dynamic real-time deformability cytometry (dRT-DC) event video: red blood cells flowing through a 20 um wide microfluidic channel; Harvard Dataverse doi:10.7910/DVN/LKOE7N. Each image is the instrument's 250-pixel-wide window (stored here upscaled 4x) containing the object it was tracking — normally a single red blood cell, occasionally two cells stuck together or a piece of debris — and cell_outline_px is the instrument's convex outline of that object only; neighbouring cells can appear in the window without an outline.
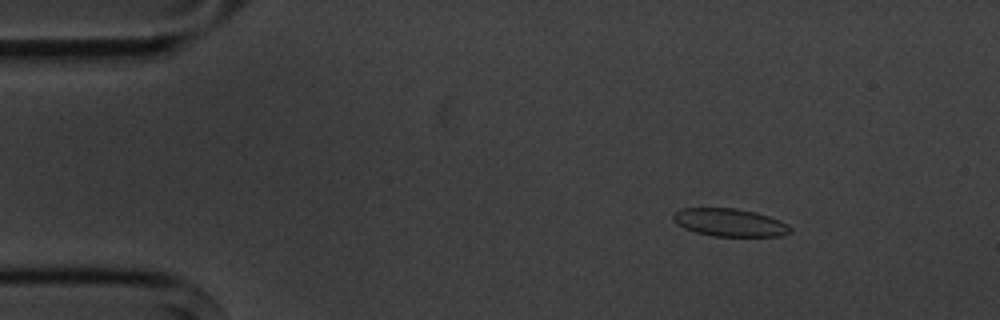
{"species": "common noctule bat (a hibernating species)", "species_latin": "Nyctalus noctula", "temperature_condition": "cold", "stored_images_in_passage": 6, "camera_frame_rate_fps": 3000, "um_per_image_px": 0.085, "animal": {"sex": "male", "body_mass_g": 20.1, "forearm_length_mm": 53.5}, "frame": {"image": 1, "passage_image": 3, "time_ms": 2.333, "image_size_px": [1000, 320], "cell_outline_px": [[792, 232], [780, 236], [712, 236], [696, 232], [684, 228], [676, 224], [672, 220], [672, 216], [676, 212], [684, 208], [736, 208], [756, 212], [780, 220], [788, 224], [792, 228]], "centroid_in_image_um": [62.04, 18.91], "position_along_channel_um": 23.0, "area_um2": 19.07}}
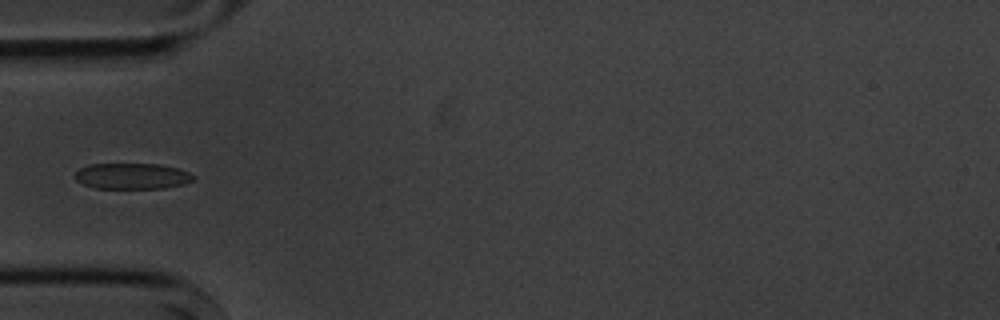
{"frame": {"image": 2, "passage_image": 6, "time_ms": 5.667, "image_size_px": [1000, 320], "cell_outline_px": [[196, 176], [192, 180], [184, 184], [164, 188], [96, 188], [84, 184], [76, 180], [76, 172], [80, 168], [88, 164], [160, 164], [180, 168]], "centroid_in_image_um": [11.26, 14.96], "position_along_channel_um": 73.7, "area_um2": 17.86}}